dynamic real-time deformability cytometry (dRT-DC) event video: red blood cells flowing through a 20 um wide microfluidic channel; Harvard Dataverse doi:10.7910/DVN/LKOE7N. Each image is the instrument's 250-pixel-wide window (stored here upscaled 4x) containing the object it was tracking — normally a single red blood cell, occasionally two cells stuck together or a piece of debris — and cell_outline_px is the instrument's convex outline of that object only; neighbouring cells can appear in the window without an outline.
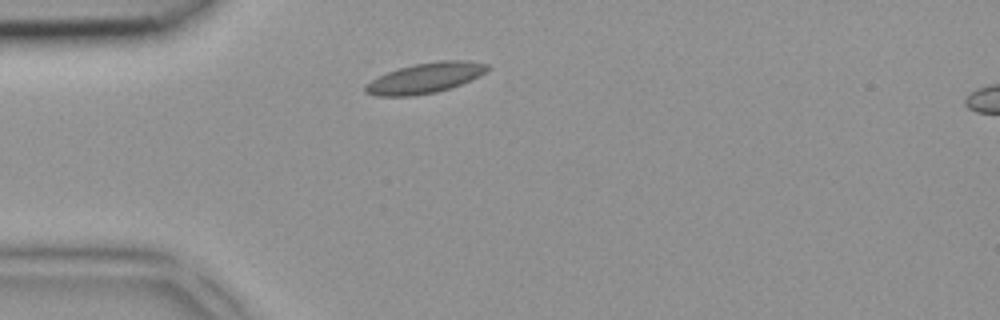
{"species": "common noctule bat (a hibernating species)", "species_latin": "Nyctalus noctula", "temperature_condition": "room temperature", "stored_images_in_passage": 2, "segment_of_instrument_passage": [1, 2], "camera_frame_rate_fps": 3000, "um_per_image_px": 0.085, "animal": {"sex": "female", "body_mass_g": 18.4}, "frame": {"image": 1, "passage_image": 1, "time_ms": 0.0, "image_size_px": [1000, 320], "cell_outline_px": [[488, 72], [472, 80], [436, 92], [412, 96], [376, 96], [364, 92], [364, 84], [388, 72], [400, 68], [416, 64], [440, 60], [468, 60], [488, 64]], "centroid_in_image_um": [36.16, 6.63], "position_along_channel_um": 48.8, "area_um2": 21.5}}